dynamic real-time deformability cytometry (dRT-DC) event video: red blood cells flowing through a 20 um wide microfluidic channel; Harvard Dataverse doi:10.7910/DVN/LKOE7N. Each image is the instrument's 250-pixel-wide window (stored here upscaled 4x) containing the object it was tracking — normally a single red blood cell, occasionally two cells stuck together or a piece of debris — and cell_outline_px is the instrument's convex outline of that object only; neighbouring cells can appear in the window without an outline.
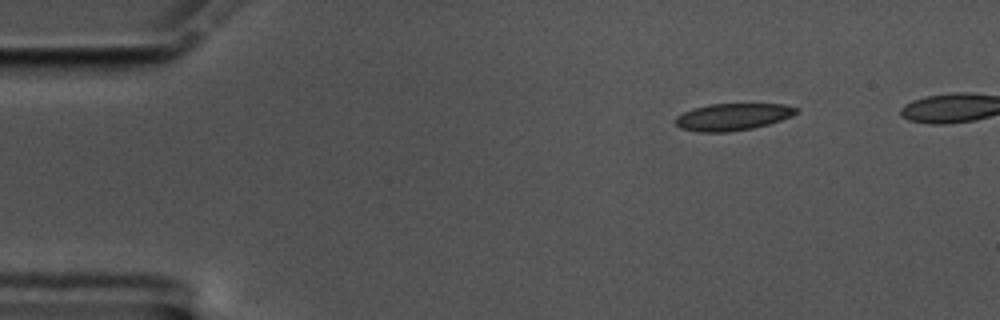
{"species": "common noctule bat (a hibernating species)", "species_latin": "Nyctalus noctula", "temperature_condition": "cold", "stored_images_in_passage": 45, "camera_frame_rate_fps": 3000, "um_per_image_px": 0.085, "animal": {"sex": "male", "body_mass_g": 17.5, "forearm_length_mm": 52.3}, "frame": {"image": 1, "passage_image": 1, "time_ms": 0.0, "image_size_px": [1000, 320], "cell_outline_px": [[800, 108], [792, 116], [768, 124], [752, 128], [728, 132], [700, 132], [680, 128], [676, 124], [676, 116], [692, 108], [708, 104], [784, 104]], "centroid_in_image_um": [62.27, 9.93], "position_along_channel_um": 22.7, "area_um2": 18.96}}
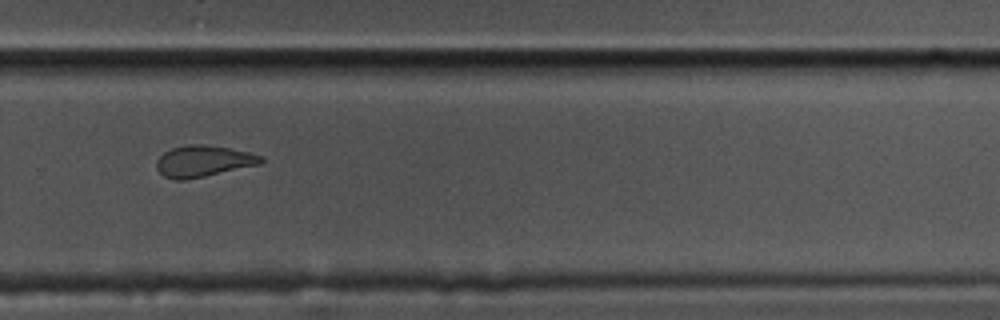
{"frame": {"image": 2, "passage_image": 32, "time_ms": 10.333, "image_size_px": [1000, 320], "cell_outline_px": [[264, 160], [260, 164], [204, 176], [184, 180], [172, 180], [164, 176], [156, 168], [156, 160], [164, 152], [172, 148], [188, 144], [200, 144], [228, 148], [248, 152], [264, 156]], "centroid_in_image_um": [17.26, 13.7], "position_along_channel_um": 312.5, "area_um2": 18.96}}
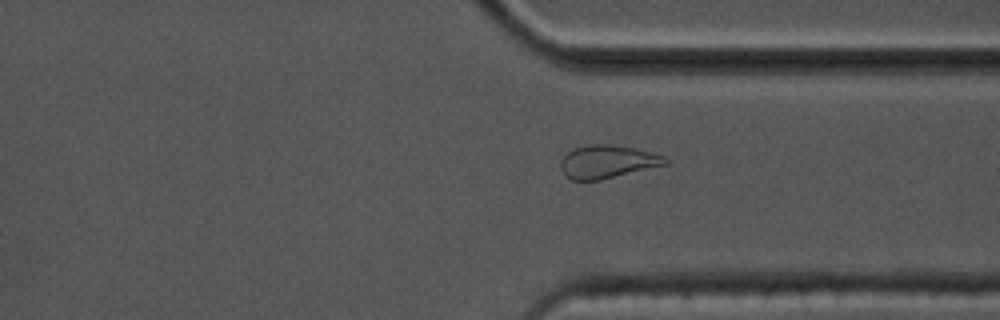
{"frame": {"image": 3, "passage_image": 36, "time_ms": 11.667, "image_size_px": [1000, 320], "cell_outline_px": [[668, 164], [600, 180], [572, 180], [564, 176], [560, 168], [560, 160], [572, 148], [588, 144], [612, 144], [636, 148], [652, 152], [664, 156], [668, 160]], "centroid_in_image_um": [51.61, 13.73], "position_along_channel_um": 359.8, "area_um2": 20.4}}